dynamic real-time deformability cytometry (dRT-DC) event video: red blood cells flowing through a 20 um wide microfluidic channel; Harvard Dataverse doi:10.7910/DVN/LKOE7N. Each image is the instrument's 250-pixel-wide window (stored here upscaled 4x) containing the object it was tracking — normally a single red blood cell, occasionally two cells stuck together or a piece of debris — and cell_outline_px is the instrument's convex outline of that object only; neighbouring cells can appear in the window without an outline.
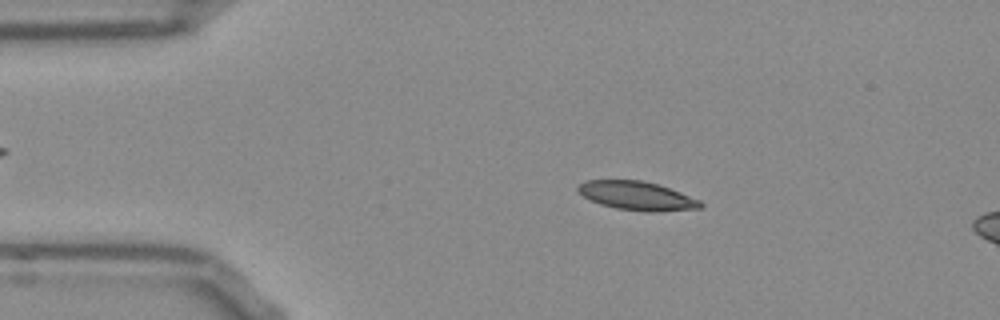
{"species": "Egyptian fruit bat (a non-hibernating species)", "species_latin": "Rousettus aegyptiacus", "temperature_condition": "room temperature", "stored_images_in_passage": 53, "segment_of_instrument_passage": [1, 2], "camera_frame_rate_fps": 3000, "um_per_image_px": 0.085, "frame": {"image": 1, "passage_image": 9, "time_ms": 2.667, "image_size_px": [1000, 320], "cell_outline_px": [[704, 204], [700, 208], [652, 212], [648, 212], [616, 208], [600, 204], [584, 196], [576, 188], [580, 184], [588, 180], [640, 180], [656, 184], [680, 192], [700, 200]], "centroid_in_image_um": [54.15, 16.64], "position_along_channel_um": 30.8, "area_um2": 20.17}}
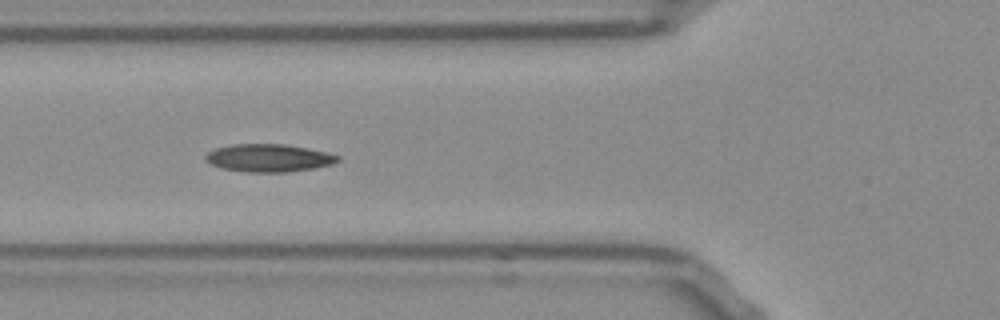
{"frame": {"image": 2, "passage_image": 18, "time_ms": 5.667, "image_size_px": [1000, 320], "cell_outline_px": [[340, 160], [332, 164], [312, 168], [288, 172], [244, 172], [220, 168], [208, 164], [204, 160], [204, 156], [208, 152], [216, 148], [232, 144], [284, 144], [308, 148], [340, 156]], "centroid_in_image_um": [22.78, 13.43], "position_along_channel_um": 103.0, "area_um2": 21.5}}
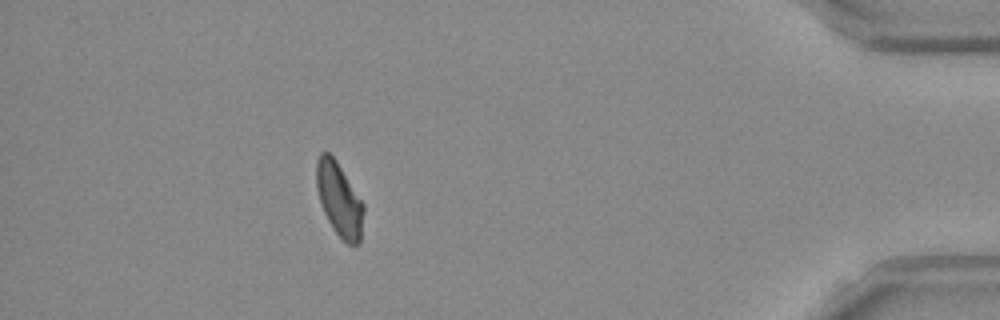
{"frame": {"image": 3, "passage_image": 46, "time_ms": 15.0, "image_size_px": [1000, 320], "cell_outline_px": [[364, 208], [360, 244], [348, 244], [336, 232], [328, 220], [320, 204], [316, 188], [316, 160], [320, 152], [328, 152], [336, 160], [364, 204]], "centroid_in_image_um": [28.82, 16.93], "position_along_channel_um": 406.4, "area_um2": 20.17}}